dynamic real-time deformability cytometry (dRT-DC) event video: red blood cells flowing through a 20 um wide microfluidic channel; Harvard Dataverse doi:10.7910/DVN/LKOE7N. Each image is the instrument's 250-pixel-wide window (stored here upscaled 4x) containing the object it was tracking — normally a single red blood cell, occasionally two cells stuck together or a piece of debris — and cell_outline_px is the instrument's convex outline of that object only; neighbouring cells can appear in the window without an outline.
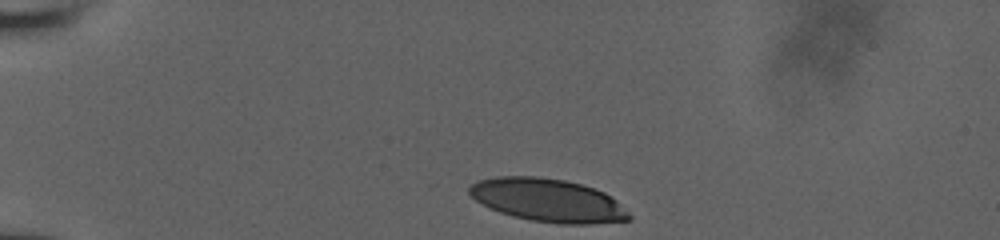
{"species": "human", "species_latin": "Homo sapiens", "temperature_condition": "room temperature", "stored_images_in_passage": 9, "camera_frame_rate_fps": 3000, "um_per_image_px": 0.085, "donor": {"sex": "male"}, "frame": {"image": 1, "passage_image": 1, "time_ms": 0.0, "image_size_px": [1000, 240], "cell_outline_px": [[632, 220], [588, 224], [560, 224], [532, 220], [500, 212], [476, 200], [468, 192], [468, 188], [472, 184], [480, 180], [500, 176], [536, 176], [564, 180], [580, 184], [604, 192], [616, 200], [632, 216]], "centroid_in_image_um": [46.6, 17.02], "position_along_channel_um": 38.4, "area_um2": 39.71}}
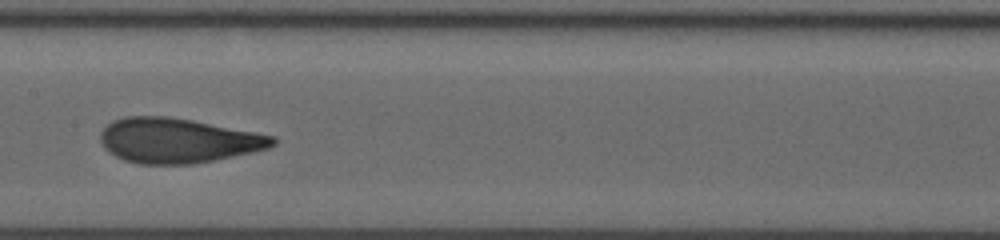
{"frame": {"image": 2, "passage_image": 6, "time_ms": 5.667, "image_size_px": [1000, 240], "cell_outline_px": [[276, 144], [268, 148], [252, 152], [192, 164], [140, 164], [124, 160], [108, 152], [104, 148], [100, 140], [100, 132], [112, 120], [124, 116], [168, 116], [192, 120], [256, 132], [276, 136]], "centroid_in_image_um": [15.1, 11.93], "position_along_channel_um": 192.3, "area_um2": 45.03}}
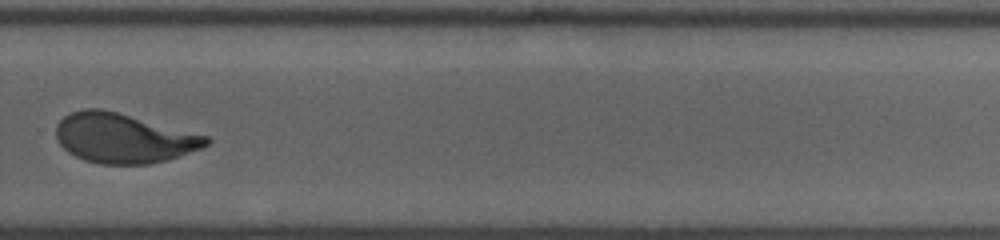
{"frame": {"image": 3, "passage_image": 9, "time_ms": 9.0, "image_size_px": [1000, 240], "cell_outline_px": [[212, 140], [208, 144], [200, 148], [164, 160], [148, 164], [100, 164], [84, 160], [68, 152], [60, 144], [56, 136], [56, 124], [64, 116], [72, 112], [84, 108], [100, 108], [116, 112], [208, 136]], "centroid_in_image_um": [10.45, 11.74], "position_along_channel_um": 319.3, "area_um2": 42.89}}